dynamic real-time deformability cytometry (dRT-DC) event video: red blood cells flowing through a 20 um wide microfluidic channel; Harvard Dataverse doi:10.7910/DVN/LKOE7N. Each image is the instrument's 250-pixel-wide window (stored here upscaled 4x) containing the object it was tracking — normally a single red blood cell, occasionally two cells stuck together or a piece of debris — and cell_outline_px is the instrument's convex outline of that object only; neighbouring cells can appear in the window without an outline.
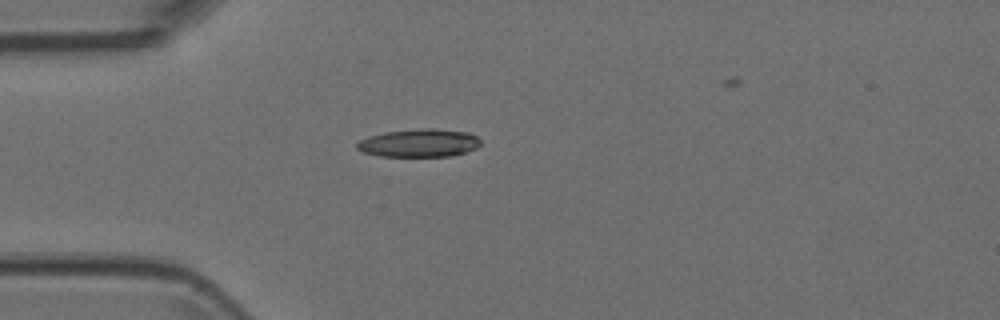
{"species": "Egyptian fruit bat (a non-hibernating species)", "species_latin": "Rousettus aegyptiacus", "temperature_condition": "room temperature", "stored_images_in_passage": 3, "camera_frame_rate_fps": 3000, "um_per_image_px": 0.085, "animal": {"sex": "female"}, "frame": {"image": 1, "passage_image": 1, "time_ms": 0.0, "image_size_px": [1000, 320], "cell_outline_px": [[480, 144], [476, 148], [452, 156], [380, 156], [360, 152], [356, 148], [356, 144], [360, 140], [368, 136], [384, 132], [424, 128], [432, 128], [468, 132], [476, 136], [480, 140]], "centroid_in_image_um": [35.59, 12.15], "position_along_channel_um": 49.4, "area_um2": 20.23}}